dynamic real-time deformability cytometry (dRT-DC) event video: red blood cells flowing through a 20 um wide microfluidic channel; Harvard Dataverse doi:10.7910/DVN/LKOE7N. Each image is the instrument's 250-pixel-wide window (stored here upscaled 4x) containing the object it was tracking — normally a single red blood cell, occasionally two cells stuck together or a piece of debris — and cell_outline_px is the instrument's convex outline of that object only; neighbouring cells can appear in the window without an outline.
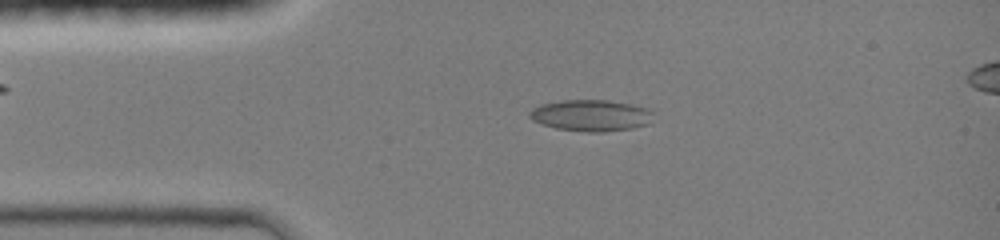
{"species": "common noctule bat (a hibernating species)", "species_latin": "Nyctalus noctula", "temperature_condition": "room temperature", "stored_images_in_passage": 41, "camera_frame_rate_fps": 3000, "um_per_image_px": 0.085, "animal": {"sex": "female", "body_mass_g": 19.0, "forearm_length_mm": 51.5}, "frame": {"image": 1, "passage_image": 21, "time_ms": 2.667, "image_size_px": [1000, 240], "cell_outline_px": [[652, 112], [648, 124], [632, 128], [604, 132], [588, 132], [556, 128], [532, 120], [528, 116], [528, 112], [532, 108], [540, 104], [560, 100], [608, 100], [648, 108]], "centroid_in_image_um": [50.18, 9.81], "position_along_channel_um": 34.8, "area_um2": 22.54}}
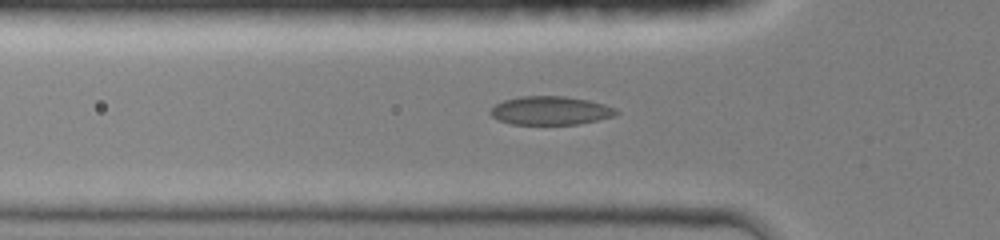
{"frame": {"image": 2, "passage_image": 30, "time_ms": 4.333, "image_size_px": [1000, 240], "cell_outline_px": [[620, 112], [612, 116], [580, 124], [512, 124], [500, 120], [492, 116], [488, 112], [496, 104], [504, 100], [520, 96], [564, 96], [588, 100], [604, 104], [616, 108]], "centroid_in_image_um": [46.79, 9.39], "position_along_channel_um": 79.0, "area_um2": 20.81}}
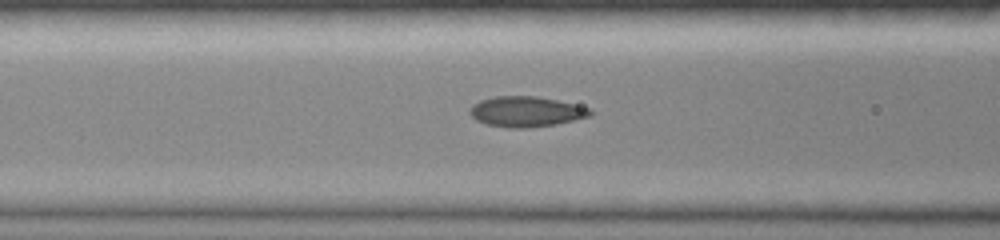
{"frame": {"image": 3, "passage_image": 37, "time_ms": 5.333, "image_size_px": [1000, 240], "cell_outline_px": [[592, 116], [556, 124], [524, 128], [508, 128], [484, 124], [476, 120], [468, 112], [472, 104], [480, 100], [496, 96], [536, 96], [556, 100], [592, 108]], "centroid_in_image_um": [44.71, 9.49], "position_along_channel_um": 121.9, "area_um2": 21.44}}